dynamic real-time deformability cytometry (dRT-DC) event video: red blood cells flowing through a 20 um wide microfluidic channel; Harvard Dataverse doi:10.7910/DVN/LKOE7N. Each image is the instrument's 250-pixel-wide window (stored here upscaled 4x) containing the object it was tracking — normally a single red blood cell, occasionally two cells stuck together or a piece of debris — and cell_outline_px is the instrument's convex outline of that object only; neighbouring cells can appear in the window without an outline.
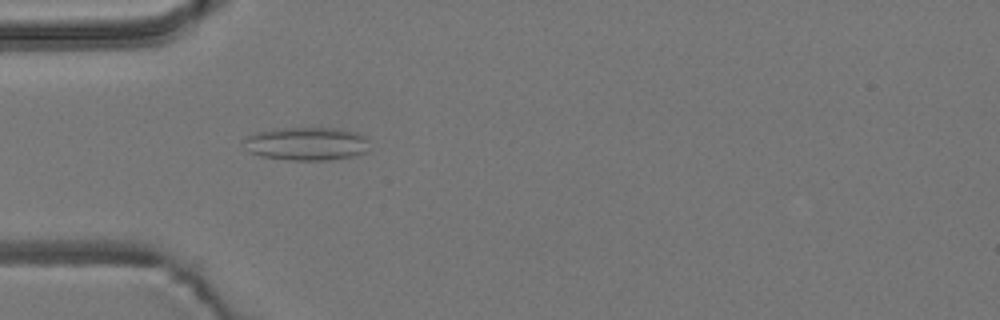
{"species": "common noctule bat (a hibernating species)", "species_latin": "Nyctalus noctula", "temperature_condition": "room temperature", "stored_images_in_passage": 54, "camera_frame_rate_fps": 3000, "um_per_image_px": 0.085, "animal": {"sex": "male", "body_mass_g": 19.2, "forearm_length_mm": 51.8}, "frame": {"image": 1, "passage_image": 16, "time_ms": 5.0, "image_size_px": [1000, 320], "cell_outline_px": [[368, 152], [352, 156], [328, 160], [288, 160], [260, 156], [248, 152], [244, 140], [248, 136], [256, 132], [276, 128], [340, 128], [356, 132], [364, 136], [368, 140]], "centroid_in_image_um": [26.07, 12.21], "position_along_channel_um": 58.9, "area_um2": 24.51}}
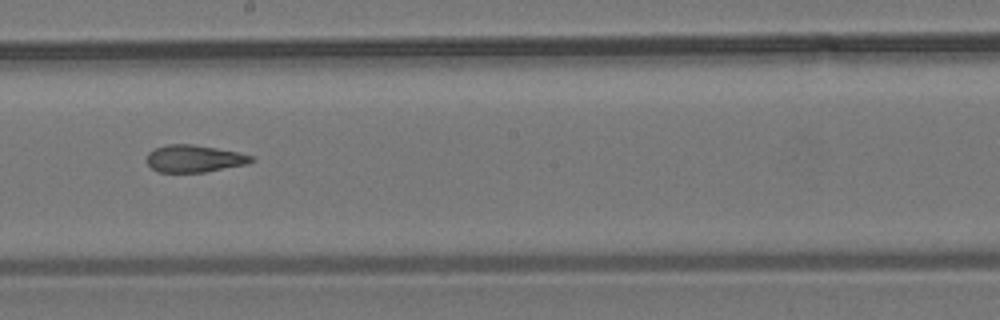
{"frame": {"image": 2, "passage_image": 30, "time_ms": 9.667, "image_size_px": [1000, 320], "cell_outline_px": [[256, 160], [248, 164], [204, 172], [160, 172], [152, 168], [148, 164], [148, 152], [156, 148], [168, 144], [192, 144], [240, 152], [252, 156]], "centroid_in_image_um": [16.55, 13.48], "position_along_channel_um": 231.6, "area_um2": 16.53}}
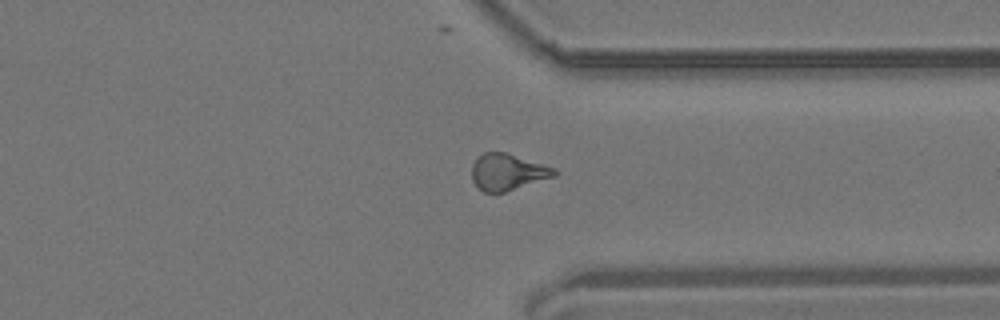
{"frame": {"image": 3, "passage_image": 41, "time_ms": 13.333, "image_size_px": [1000, 320], "cell_outline_px": [[560, 172], [556, 176], [504, 192], [484, 192], [472, 180], [472, 164], [476, 156], [484, 152], [504, 152], [556, 168]], "centroid_in_image_um": [43.16, 14.61], "position_along_channel_um": 368.2, "area_um2": 17.51}, "authors_computed_cell_mechanics": {"area_um2": 17.5423, "velocity_mm_per_s": 3.7692, "shape_relaxation_time_tau1_ms": null, "shape_relaxation_time_tau2_ms": 3.2664, "deformation_change_tau1": null, "deformation_change_tau2": 0.1319}}